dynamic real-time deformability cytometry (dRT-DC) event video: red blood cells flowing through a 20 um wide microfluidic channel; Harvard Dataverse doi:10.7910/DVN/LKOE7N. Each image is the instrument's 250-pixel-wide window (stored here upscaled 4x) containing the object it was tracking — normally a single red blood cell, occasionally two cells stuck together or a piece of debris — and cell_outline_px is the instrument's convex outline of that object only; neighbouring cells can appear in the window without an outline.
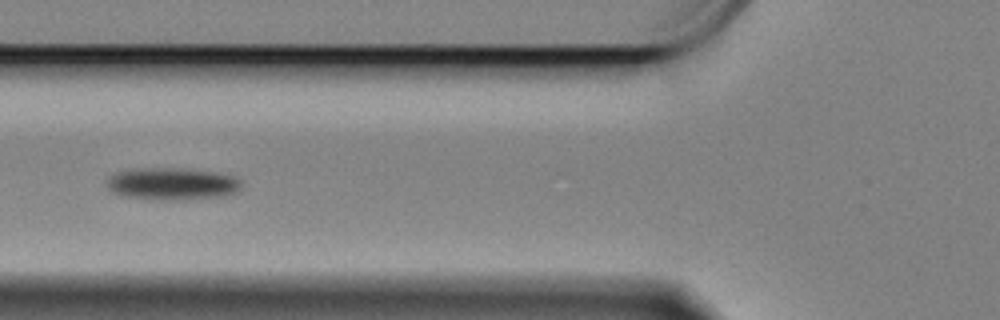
{"species": "Egyptian fruit bat (a non-hibernating species)", "species_latin": "Rousettus aegyptiacus", "temperature_condition": "cold", "stored_images_in_passage": 13, "camera_frame_rate_fps": 3000, "um_per_image_px": 0.085, "animal": {"sex": "female"}, "frame": {"image": 1, "passage_image": 6, "time_ms": 1.667, "image_size_px": [1000, 320], "cell_outline_px": [[240, 188], [236, 192], [220, 196], [184, 200], [160, 200], [124, 196], [112, 192], [108, 188], [104, 180], [108, 176], [116, 172], [132, 168], [180, 168], [212, 172], [232, 176], [240, 180]], "centroid_in_image_um": [14.54, 15.62], "position_along_channel_um": 111.3, "area_um2": 25.37}}